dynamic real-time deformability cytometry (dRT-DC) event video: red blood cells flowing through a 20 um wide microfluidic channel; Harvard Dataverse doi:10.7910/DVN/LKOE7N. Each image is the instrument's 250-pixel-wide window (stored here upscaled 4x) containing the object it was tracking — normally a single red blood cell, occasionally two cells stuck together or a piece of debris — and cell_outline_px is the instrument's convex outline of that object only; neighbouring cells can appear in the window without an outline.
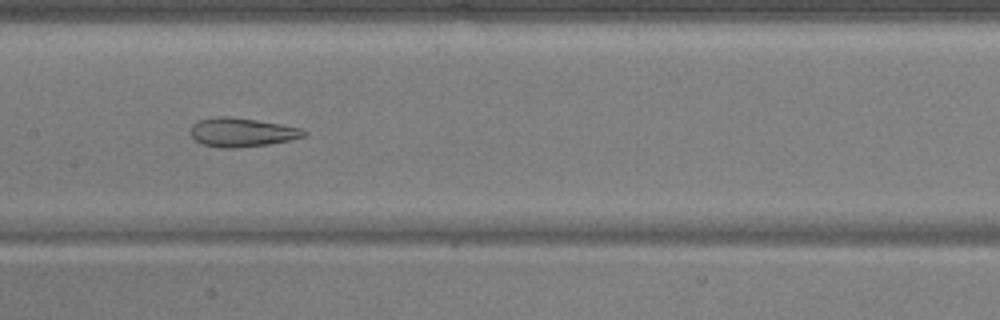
{"species": "common noctule bat (a hibernating species)", "species_latin": "Nyctalus noctula", "temperature_condition": "warm", "stored_images_in_passage": 55, "camera_frame_rate_fps": 3000, "um_per_image_px": 0.085, "animal": {"sex": "male", "body_mass_g": 17.9, "forearm_length_mm": 54.2}, "frame": {"image": 1, "passage_image": 28, "time_ms": 9.0, "image_size_px": [1000, 320], "cell_outline_px": [[308, 132], [304, 136], [288, 140], [268, 144], [236, 148], [220, 148], [200, 144], [192, 136], [192, 124], [196, 120], [216, 116], [228, 116], [256, 120], [280, 124], [300, 128]], "centroid_in_image_um": [20.51, 11.24], "position_along_channel_um": 186.9, "area_um2": 19.02}}
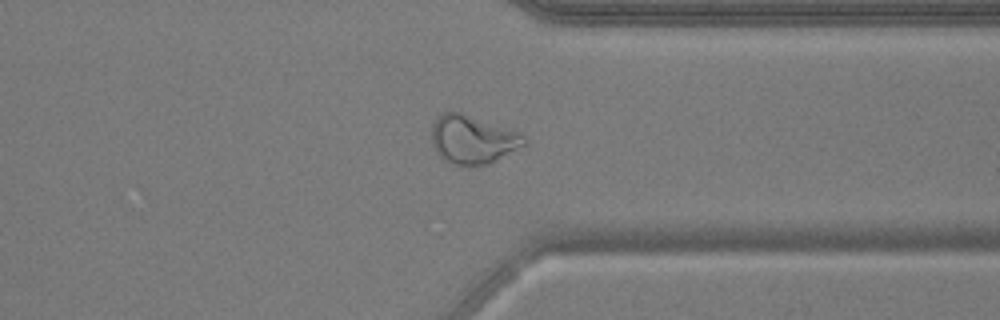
{"frame": {"image": 2, "passage_image": 43, "time_ms": 14.0, "image_size_px": [1000, 320], "cell_outline_px": [[528, 144], [488, 164], [452, 164], [436, 152], [432, 144], [432, 124], [436, 116], [444, 112], [460, 112], [520, 132], [528, 140]], "centroid_in_image_um": [40.2, 11.83], "position_along_channel_um": 371.2, "area_um2": 25.95}}
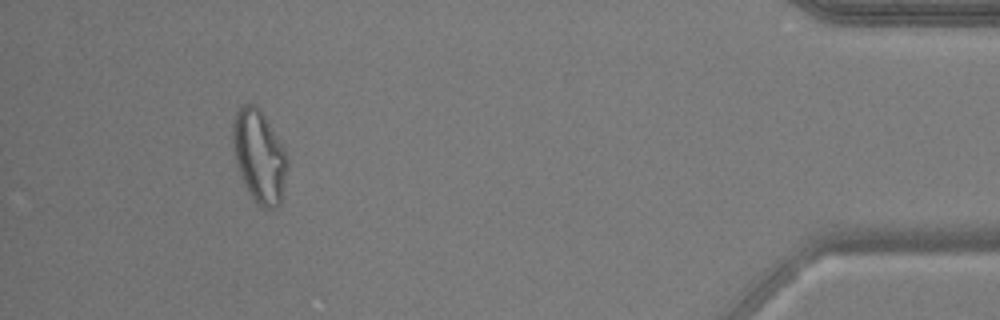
{"frame": {"image": 3, "passage_image": 51, "time_ms": 16.667, "image_size_px": [1000, 320], "cell_outline_px": [[288, 168], [280, 204], [276, 208], [264, 208], [256, 204], [248, 192], [244, 184], [236, 164], [232, 152], [232, 124], [236, 112], [244, 104], [256, 104], [260, 108], [284, 148], [288, 160]], "centroid_in_image_um": [22.02, 13.29], "position_along_channel_um": 413.2, "area_um2": 29.77}, "authors_computed_cell_mechanics": {"area_um2": 26.1834, "velocity_mm_per_s": 3.7198, "shape_relaxation_time_tau1_ms": null, "shape_relaxation_time_tau2_ms": 2.1456, "deformation_change_tau1": null, "deformation_change_tau2": 0.118}}